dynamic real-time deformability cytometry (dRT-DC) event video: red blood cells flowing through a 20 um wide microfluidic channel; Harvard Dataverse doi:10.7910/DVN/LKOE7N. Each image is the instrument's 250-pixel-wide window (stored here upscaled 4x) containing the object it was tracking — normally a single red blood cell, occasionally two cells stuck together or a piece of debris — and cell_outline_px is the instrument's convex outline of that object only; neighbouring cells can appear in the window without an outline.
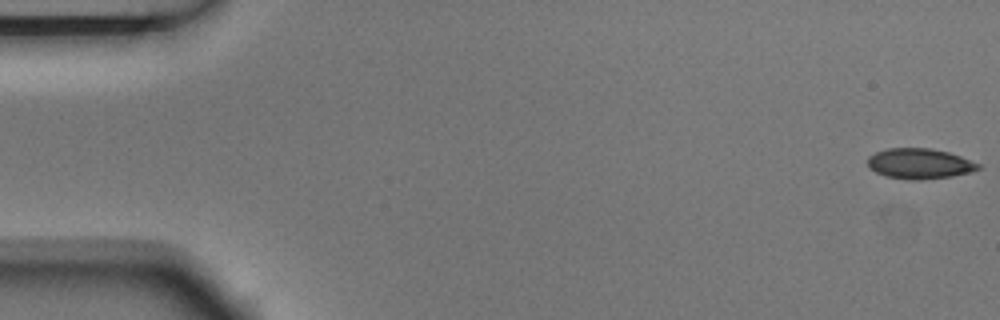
{"species": "Egyptian fruit bat (a non-hibernating species)", "species_latin": "Rousettus aegyptiacus", "temperature_condition": "room temperature", "stored_images_in_passage": 5, "camera_frame_rate_fps": 3000, "um_per_image_px": 0.085, "animal": {"sex": "male"}, "frame": {"image": 1, "passage_image": 1, "time_ms": 0.0, "image_size_px": [1000, 320], "cell_outline_px": [[980, 168], [972, 172], [952, 176], [916, 180], [908, 180], [888, 176], [876, 172], [868, 168], [868, 156], [876, 152], [888, 148], [932, 148], [948, 152], [960, 156], [980, 164]], "centroid_in_image_um": [78.16, 13.9], "position_along_channel_um": 6.8, "area_um2": 19.54}}